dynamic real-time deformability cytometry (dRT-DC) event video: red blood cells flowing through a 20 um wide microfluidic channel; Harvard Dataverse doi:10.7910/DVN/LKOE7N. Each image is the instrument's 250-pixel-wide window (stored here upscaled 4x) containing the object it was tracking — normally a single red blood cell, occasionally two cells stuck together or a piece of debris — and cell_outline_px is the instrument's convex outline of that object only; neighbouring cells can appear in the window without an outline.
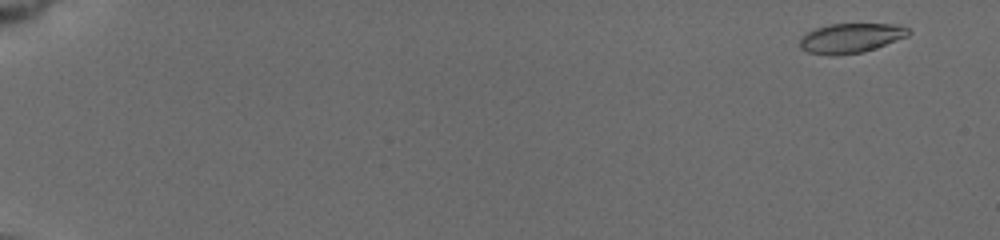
{"species": "common noctule bat (a hibernating species)", "species_latin": "Nyctalus noctula", "temperature_condition": "cold", "stored_images_in_passage": 97, "camera_frame_rate_fps": 3000, "um_per_image_px": 0.085, "animal": {"sex": "female", "body_mass_g": 19.5, "forearm_length_mm": 54.1}, "frame": {"image": 1, "passage_image": 4, "time_ms": 0.667, "image_size_px": [1000, 240], "cell_outline_px": [[912, 32], [908, 36], [876, 48], [864, 52], [836, 56], [828, 56], [808, 52], [800, 48], [800, 40], [808, 32], [816, 28], [832, 24], [896, 24], [908, 28]], "centroid_in_image_um": [72.34, 3.25], "position_along_channel_um": 12.7, "area_um2": 18.84}}
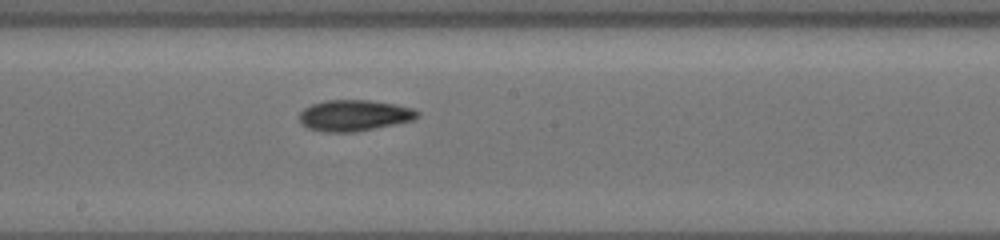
{"frame": {"image": 2, "passage_image": 57, "time_ms": 11.0, "image_size_px": [1000, 240], "cell_outline_px": [[420, 116], [412, 120], [396, 124], [356, 132], [324, 132], [308, 128], [300, 120], [300, 112], [304, 108], [312, 104], [324, 100], [368, 100], [396, 104], [412, 108], [420, 112]], "centroid_in_image_um": [30.13, 9.81], "position_along_channel_um": 218.1, "area_um2": 21.44}}
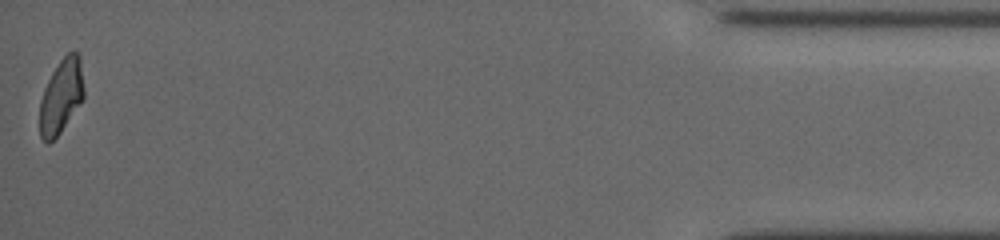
{"frame": {"image": 3, "passage_image": 96, "time_ms": 18.667, "image_size_px": [1000, 240], "cell_outline_px": [[84, 96], [60, 132], [48, 144], [40, 136], [40, 100], [44, 88], [52, 72], [60, 60], [68, 52], [76, 52], [80, 56], [84, 88]], "centroid_in_image_um": [5.19, 8.15], "position_along_channel_um": 430.0, "area_um2": 18.79}, "authors_computed_cell_mechanics": {"area_um2": 19.8254, "velocity_mm_per_s": 3.745, "shape_relaxation_time_tau1_ms": 3.1382, "shape_relaxation_time_tau2_ms": 4.0411, "deformation_change_tau1": 0.137, "deformation_change_tau2": 0.0984}}